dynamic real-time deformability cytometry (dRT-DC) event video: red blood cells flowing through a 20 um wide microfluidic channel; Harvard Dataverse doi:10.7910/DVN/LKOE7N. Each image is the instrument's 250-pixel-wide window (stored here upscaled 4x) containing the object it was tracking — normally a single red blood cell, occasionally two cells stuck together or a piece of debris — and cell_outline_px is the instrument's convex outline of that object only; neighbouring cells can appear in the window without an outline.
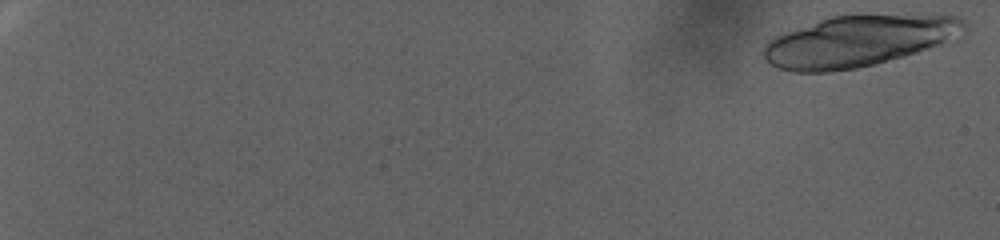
{"species": "human", "species_latin": "Homo sapiens", "temperature_condition": "warm", "stored_images_in_passage": 46, "camera_frame_rate_fps": 3000, "um_per_image_px": 0.085, "donor": {"sex": "female"}, "frame": {"image": 1, "passage_image": 2, "time_ms": 0.333, "image_size_px": [1000, 240], "cell_outline_px": [[968, 28], [960, 40], [904, 56], [856, 68], [828, 72], [792, 72], [776, 68], [764, 60], [764, 44], [776, 36], [828, 16], [852, 12], [868, 12], [960, 16], [968, 24]], "centroid_in_image_um": [73.1, 3.43], "position_along_channel_um": 11.9, "area_um2": 61.9}}
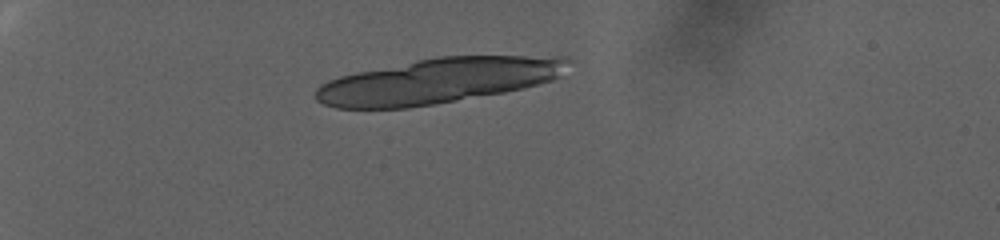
{"frame": {"image": 2, "passage_image": 30, "time_ms": 9.667, "image_size_px": [1000, 240], "cell_outline_px": [[572, 60], [560, 76], [552, 80], [524, 88], [504, 92], [436, 104], [408, 108], [336, 108], [324, 104], [316, 100], [316, 88], [320, 84], [328, 80], [340, 76], [356, 72], [436, 56], [568, 56]], "centroid_in_image_um": [37.26, 6.86], "position_along_channel_um": 47.7, "area_um2": 66.64}}
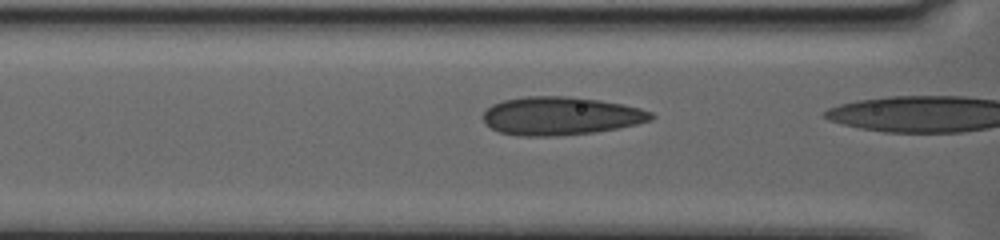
{"frame": {"image": 3, "passage_image": 45, "time_ms": 14.667, "image_size_px": [1000, 240], "cell_outline_px": [[656, 116], [652, 120], [636, 124], [596, 132], [560, 136], [520, 136], [500, 132], [484, 124], [484, 112], [492, 104], [504, 100], [524, 96], [564, 96], [600, 100], [640, 108], [652, 112]], "centroid_in_image_um": [47.65, 9.86], "position_along_channel_um": 118.9, "area_um2": 37.45}}